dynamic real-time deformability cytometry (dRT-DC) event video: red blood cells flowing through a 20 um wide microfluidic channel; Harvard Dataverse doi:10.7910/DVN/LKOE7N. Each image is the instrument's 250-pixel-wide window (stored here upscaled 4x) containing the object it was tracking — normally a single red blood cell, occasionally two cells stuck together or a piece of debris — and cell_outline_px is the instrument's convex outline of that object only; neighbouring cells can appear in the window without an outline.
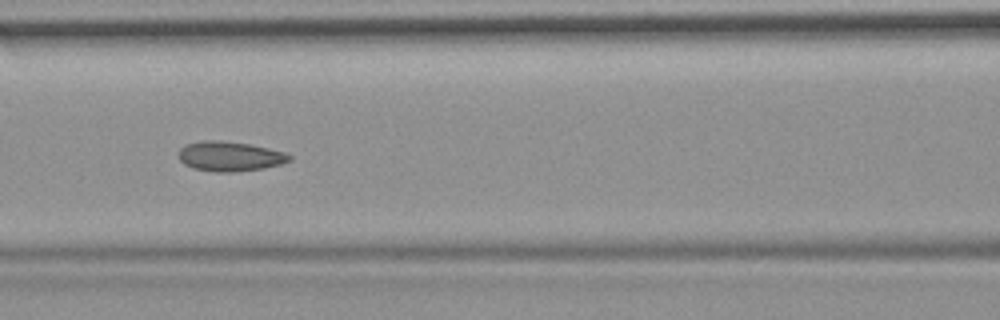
{"species": "common noctule bat (a hibernating species)", "species_latin": "Nyctalus noctula", "temperature_condition": "room temperature", "stored_images_in_passage": 9, "camera_frame_rate_fps": 3000, "um_per_image_px": 0.085, "animal": {"sex": "female", "body_mass_g": 19.9}, "frame": {"image": 1, "passage_image": 6, "time_ms": 1.667, "image_size_px": [1000, 320], "cell_outline_px": [[292, 160], [280, 164], [264, 168], [232, 172], [216, 172], [192, 168], [184, 164], [180, 160], [180, 148], [184, 144], [204, 140], [216, 140], [248, 144], [268, 148], [284, 152], [292, 156]], "centroid_in_image_um": [19.53, 13.29], "position_along_channel_um": 147.1, "area_um2": 19.13}}